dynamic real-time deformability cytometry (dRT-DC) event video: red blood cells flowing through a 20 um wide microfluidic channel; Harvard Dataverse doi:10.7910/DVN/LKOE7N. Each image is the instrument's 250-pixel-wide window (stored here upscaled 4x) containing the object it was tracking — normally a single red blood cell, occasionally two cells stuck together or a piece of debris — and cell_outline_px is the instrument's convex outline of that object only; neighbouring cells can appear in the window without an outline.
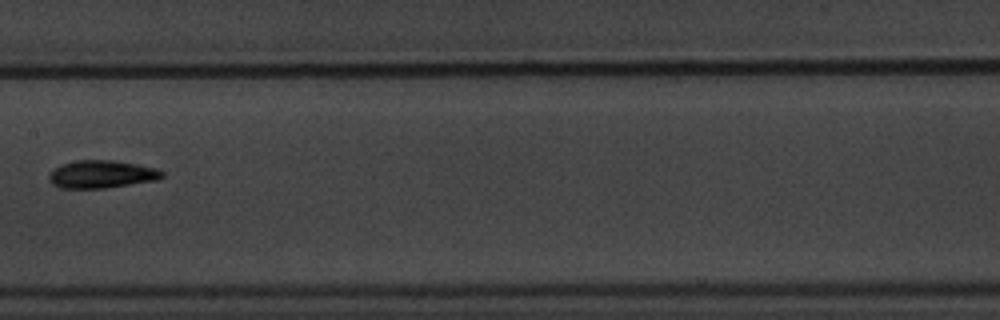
{"species": "common noctule bat (a hibernating species)", "species_latin": "Nyctalus noctula", "temperature_condition": "warm", "stored_images_in_passage": 14, "camera_frame_rate_fps": 3000, "um_per_image_px": 0.085, "animal": {"sex": "male", "body_mass_g": 20.1, "forearm_length_mm": 53.5}, "frame": {"image": 1, "passage_image": 7, "time_ms": 8.333, "image_size_px": [1000, 320], "cell_outline_px": [[164, 176], [156, 180], [104, 188], [60, 188], [52, 184], [48, 176], [56, 168], [64, 164], [76, 160], [112, 160], [160, 168], [164, 172]], "centroid_in_image_um": [8.68, 14.81], "position_along_channel_um": 198.7, "area_um2": 18.15}, "authors_computed_cell_mechanics": {"area_um2": 17.3978, "velocity_mm_per_s": 3.4492, "shape_relaxation_time_tau1_ms": 3.5379, "shape_relaxation_time_tau2_ms": 2.892, "deformation_change_tau1": 0.139, "deformation_change_tau2": 0.0875}}